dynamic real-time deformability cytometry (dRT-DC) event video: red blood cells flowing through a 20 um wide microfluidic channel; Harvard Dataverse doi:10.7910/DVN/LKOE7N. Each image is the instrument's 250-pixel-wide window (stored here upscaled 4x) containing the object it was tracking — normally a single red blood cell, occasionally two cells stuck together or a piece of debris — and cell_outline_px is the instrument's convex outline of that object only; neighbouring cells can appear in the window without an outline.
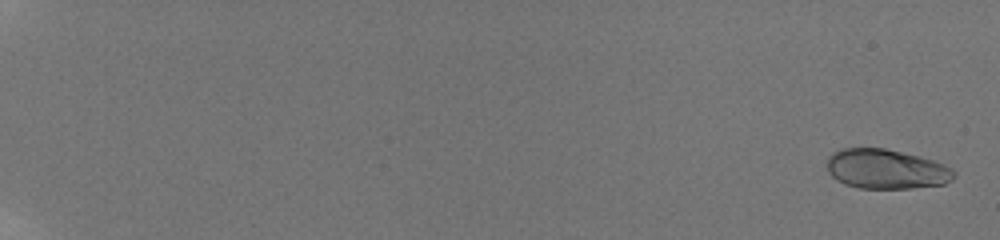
{"species": "human", "species_latin": "Homo sapiens", "temperature_condition": "room temperature", "stored_images_in_passage": 22, "camera_frame_rate_fps": 3000, "um_per_image_px": 0.085, "donor": {"sex": "male"}, "frame": {"image": 1, "passage_image": 1, "time_ms": 0.0, "image_size_px": [1000, 240], "cell_outline_px": [[956, 176], [952, 180], [944, 184], [908, 188], [860, 188], [844, 184], [832, 176], [828, 172], [828, 156], [832, 152], [844, 148], [884, 148], [920, 156], [944, 164], [952, 168], [956, 172]], "centroid_in_image_um": [75.34, 14.37], "position_along_channel_um": 9.7, "area_um2": 29.36}}
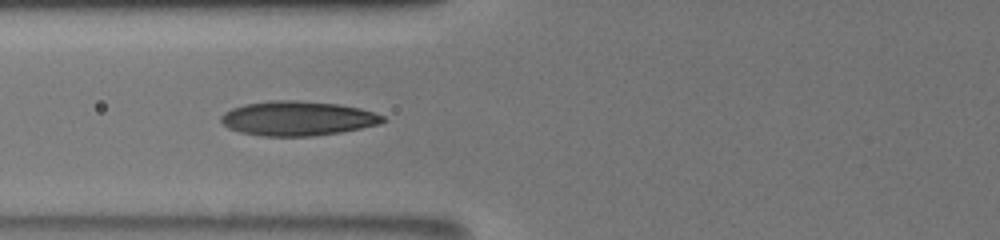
{"frame": {"image": 2, "passage_image": 18, "time_ms": 8.667, "image_size_px": [1000, 240], "cell_outline_px": [[388, 120], [380, 124], [340, 132], [312, 136], [260, 136], [240, 132], [228, 128], [220, 120], [220, 116], [224, 112], [232, 108], [244, 104], [268, 100], [296, 100], [340, 104], [360, 108], [384, 116]], "centroid_in_image_um": [25.28, 10.06], "position_along_channel_um": 100.5, "area_um2": 32.71}}
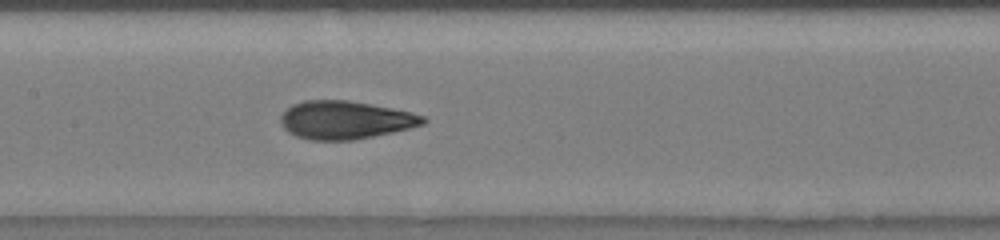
{"frame": {"image": 3, "passage_image": 22, "time_ms": 10.667, "image_size_px": [1000, 240], "cell_outline_px": [[428, 120], [424, 124], [392, 132], [356, 140], [312, 140], [296, 136], [288, 132], [284, 128], [280, 120], [280, 116], [292, 104], [304, 100], [348, 100], [392, 108], [412, 112], [424, 116]], "centroid_in_image_um": [29.34, 10.2], "position_along_channel_um": 178.1, "area_um2": 31.62}}